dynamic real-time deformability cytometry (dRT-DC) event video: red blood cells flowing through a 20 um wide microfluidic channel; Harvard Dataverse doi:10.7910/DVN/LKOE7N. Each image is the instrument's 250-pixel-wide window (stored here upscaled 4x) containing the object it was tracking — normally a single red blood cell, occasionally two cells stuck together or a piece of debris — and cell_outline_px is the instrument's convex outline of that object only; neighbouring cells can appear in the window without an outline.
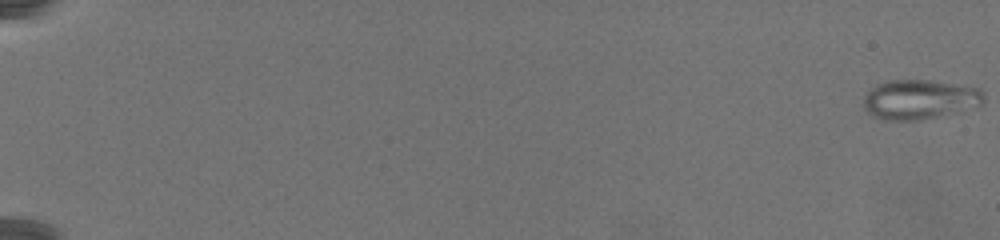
{"species": "common noctule bat (a hibernating species)", "species_latin": "Nyctalus noctula", "temperature_condition": "warm", "stored_images_in_passage": 80, "camera_frame_rate_fps": 3000, "um_per_image_px": 0.085, "animal": {"sex": "female", "body_mass_g": 19.5, "forearm_length_mm": 54.1}, "frame": {"image": 1, "passage_image": 1, "time_ms": 0.0, "image_size_px": [1000, 240], "cell_outline_px": [[984, 100], [980, 104], [960, 112], [920, 120], [880, 120], [872, 116], [864, 108], [864, 96], [876, 84], [888, 80], [928, 80], [980, 88], [984, 96]], "centroid_in_image_um": [78.15, 8.46], "position_along_channel_um": 6.9, "area_um2": 27.8}}
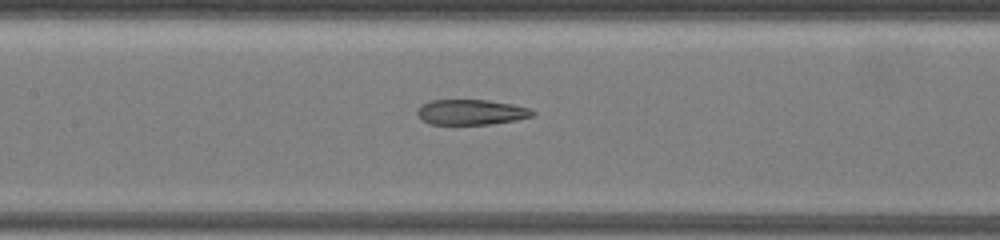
{"frame": {"image": 2, "passage_image": 43, "time_ms": 14.0, "image_size_px": [1000, 240], "cell_outline_px": [[536, 112], [532, 116], [516, 120], [492, 124], [428, 124], [420, 120], [416, 112], [420, 104], [432, 100], [488, 100], [512, 104], [528, 108]], "centroid_in_image_um": [40.0, 9.53], "position_along_channel_um": 167.4, "area_um2": 17.11}}
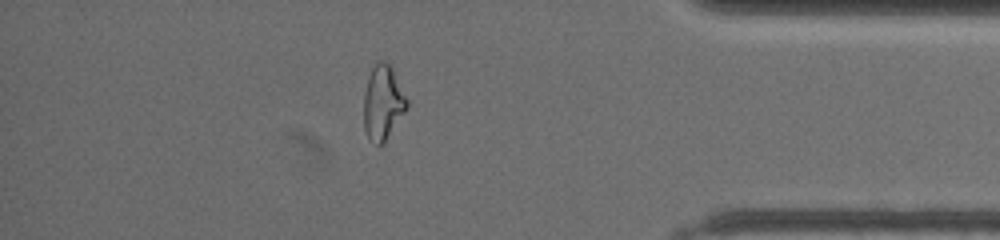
{"frame": {"image": 3, "passage_image": 71, "time_ms": 23.333, "image_size_px": [1000, 240], "cell_outline_px": [[408, 108], [384, 144], [376, 144], [368, 140], [364, 128], [364, 92], [368, 76], [376, 60], [384, 60], [392, 68], [408, 100]], "centroid_in_image_um": [32.54, 8.74], "position_along_channel_um": 402.7, "area_um2": 19.02}}